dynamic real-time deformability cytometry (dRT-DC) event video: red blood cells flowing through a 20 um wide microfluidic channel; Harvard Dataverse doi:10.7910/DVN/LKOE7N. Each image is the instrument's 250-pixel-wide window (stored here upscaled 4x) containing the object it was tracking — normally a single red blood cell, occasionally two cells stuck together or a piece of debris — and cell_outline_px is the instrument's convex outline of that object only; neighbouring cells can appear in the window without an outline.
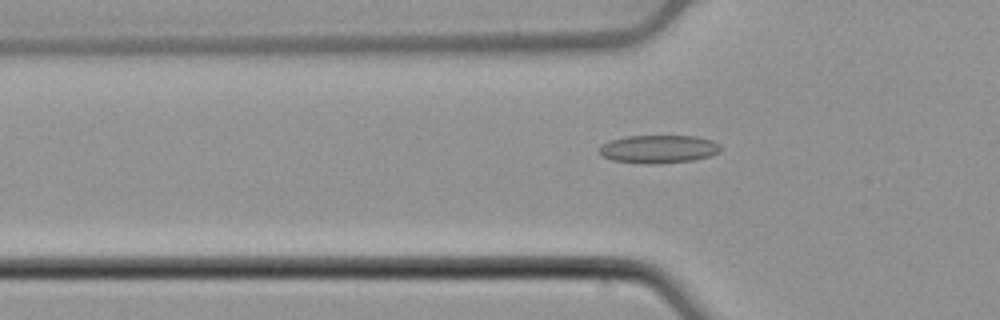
{"species": "common noctule bat (a hibernating species)", "species_latin": "Nyctalus noctula", "temperature_condition": "cold", "stored_images_in_passage": 39, "camera_frame_rate_fps": 3000, "um_per_image_px": 0.085, "animal": {"sex": "male", "body_mass_g": 21.5, "forearm_length_mm": 52.0}, "frame": {"image": 1, "passage_image": 3, "time_ms": 0.667, "image_size_px": [1000, 320], "cell_outline_px": [[720, 152], [712, 156], [692, 160], [656, 164], [648, 164], [612, 160], [604, 156], [600, 152], [600, 148], [604, 144], [612, 140], [628, 136], [696, 136], [712, 140], [720, 144]], "centroid_in_image_um": [56.05, 12.67], "position_along_channel_um": 69.8, "area_um2": 19.71}}
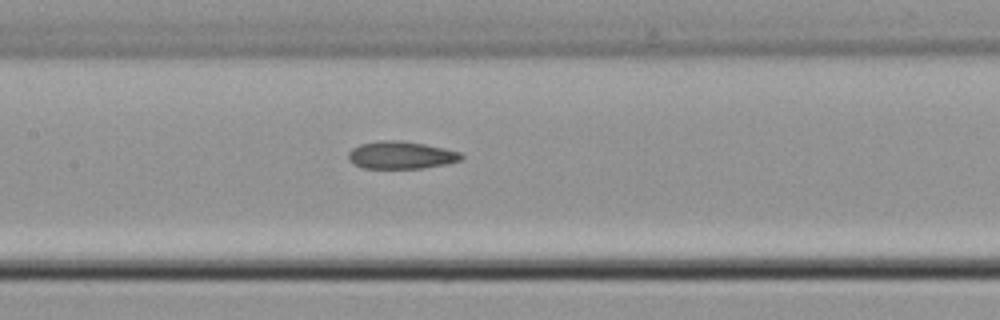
{"frame": {"image": 2, "passage_image": 11, "time_ms": 3.333, "image_size_px": [1000, 320], "cell_outline_px": [[464, 156], [460, 160], [448, 164], [424, 168], [364, 168], [348, 160], [348, 152], [352, 148], [360, 144], [380, 140], [400, 140], [424, 144], [444, 148], [460, 152]], "centroid_in_image_um": [34.09, 13.18], "position_along_channel_um": 173.3, "area_um2": 18.15}}
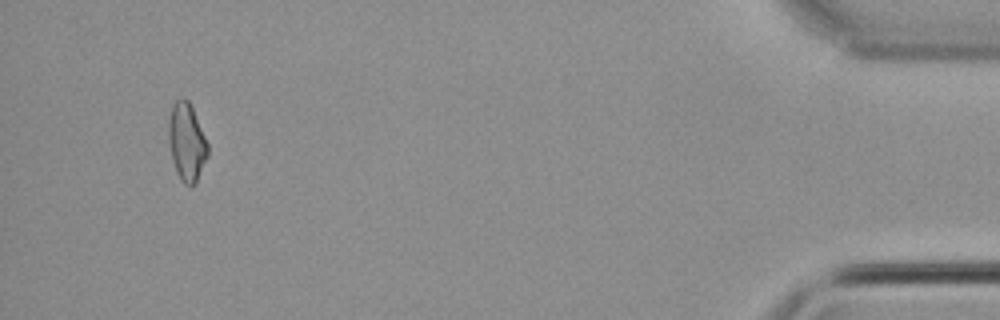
{"frame": {"image": 3, "passage_image": 36, "time_ms": 11.667, "image_size_px": [1000, 320], "cell_outline_px": [[208, 156], [196, 184], [192, 188], [188, 188], [180, 180], [176, 172], [172, 160], [168, 140], [168, 120], [172, 104], [180, 96], [184, 96], [188, 100], [192, 108], [208, 144]], "centroid_in_image_um": [15.85, 12.11], "position_along_channel_um": 419.3, "area_um2": 18.21}, "authors_computed_cell_mechanics": {"area_um2": 18.1492, "velocity_mm_per_s": 3.8778, "shape_relaxation_time_tau1_ms": null, "shape_relaxation_time_tau2_ms": 6.0017, "deformation_change_tau1": null, "deformation_change_tau2": 0.1177}}